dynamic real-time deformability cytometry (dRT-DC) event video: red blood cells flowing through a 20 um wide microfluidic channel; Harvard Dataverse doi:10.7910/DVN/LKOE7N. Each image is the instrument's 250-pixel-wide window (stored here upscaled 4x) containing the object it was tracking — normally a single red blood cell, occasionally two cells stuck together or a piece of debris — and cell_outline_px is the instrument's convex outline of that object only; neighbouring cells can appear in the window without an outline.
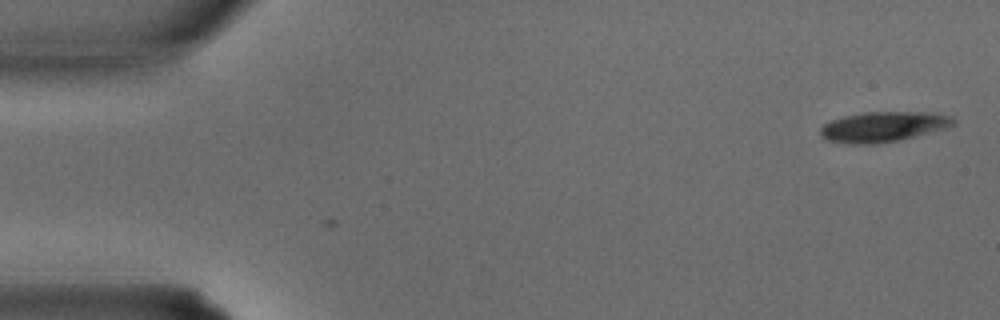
{"species": "common noctule bat (a hibernating species)", "species_latin": "Nyctalus noctula", "temperature_condition": "warm", "stored_images_in_passage": 2, "camera_frame_rate_fps": 3000, "um_per_image_px": 0.085, "animal": {"sex": "male", "body_mass_g": 15.6}, "frame": {"image": 1, "passage_image": 2, "time_ms": 0.333, "image_size_px": [1000, 320], "cell_outline_px": [[956, 124], [944, 128], [900, 140], [876, 144], [852, 144], [828, 140], [820, 136], [820, 128], [824, 124], [832, 120], [844, 116], [864, 112], [932, 112], [952, 116], [956, 120]], "centroid_in_image_um": [75.08, 10.77], "position_along_channel_um": 9.9, "area_um2": 23.41}}